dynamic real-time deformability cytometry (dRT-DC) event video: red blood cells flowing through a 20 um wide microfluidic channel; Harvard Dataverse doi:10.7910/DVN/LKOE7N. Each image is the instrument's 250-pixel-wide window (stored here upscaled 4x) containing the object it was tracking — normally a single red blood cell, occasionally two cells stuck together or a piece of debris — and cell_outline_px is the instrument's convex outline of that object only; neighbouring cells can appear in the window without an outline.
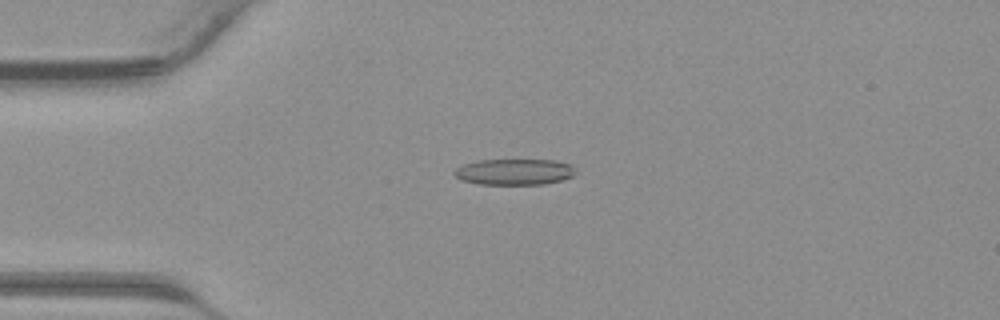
{"species": "common noctule bat (a hibernating species)", "species_latin": "Nyctalus noctula", "temperature_condition": "warm", "stored_images_in_passage": 41, "camera_frame_rate_fps": 3000, "um_per_image_px": 0.085, "animal": {"sex": "male", "body_mass_g": 23.1, "forearm_length_mm": 52.7}, "frame": {"image": 1, "passage_image": 10, "time_ms": 3.0, "image_size_px": [1000, 320], "cell_outline_px": [[576, 172], [572, 176], [560, 180], [544, 184], [480, 184], [460, 180], [452, 172], [456, 168], [464, 164], [476, 160], [556, 160], [572, 164]], "centroid_in_image_um": [43.71, 14.6], "position_along_channel_um": 41.3, "area_um2": 18.44}}
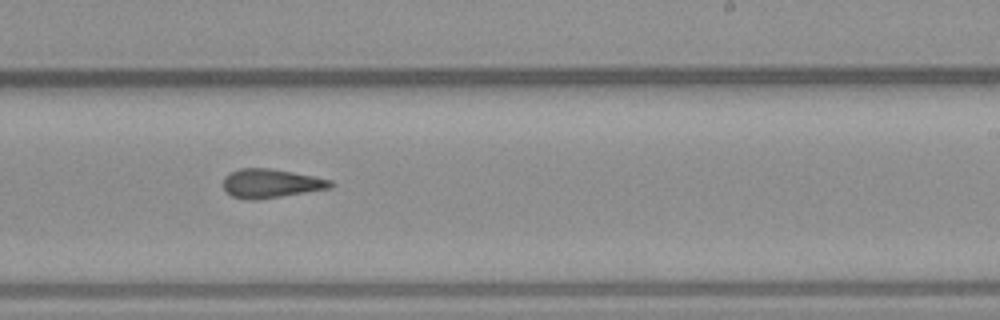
{"frame": {"image": 2, "passage_image": 25, "time_ms": 8.0, "image_size_px": [1000, 320], "cell_outline_px": [[336, 184], [332, 188], [256, 200], [248, 200], [232, 196], [224, 188], [224, 176], [240, 168], [268, 168], [316, 176], [332, 180]], "centroid_in_image_um": [23.08, 15.59], "position_along_channel_um": 265.9, "area_um2": 18.09}}
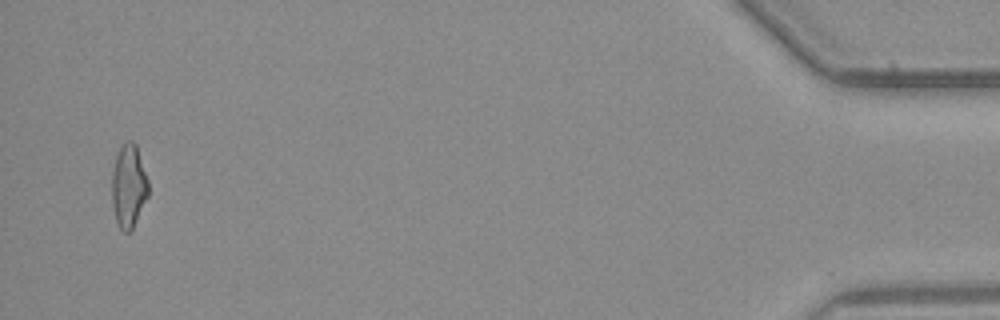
{"frame": {"image": 3, "passage_image": 40, "time_ms": 13.0, "image_size_px": [1000, 320], "cell_outline_px": [[148, 196], [132, 228], [128, 232], [124, 232], [120, 228], [116, 220], [112, 204], [112, 172], [116, 156], [120, 148], [128, 140], [132, 140], [136, 144], [148, 180]], "centroid_in_image_um": [10.93, 15.8], "position_along_channel_um": 424.3, "area_um2": 17.46}}